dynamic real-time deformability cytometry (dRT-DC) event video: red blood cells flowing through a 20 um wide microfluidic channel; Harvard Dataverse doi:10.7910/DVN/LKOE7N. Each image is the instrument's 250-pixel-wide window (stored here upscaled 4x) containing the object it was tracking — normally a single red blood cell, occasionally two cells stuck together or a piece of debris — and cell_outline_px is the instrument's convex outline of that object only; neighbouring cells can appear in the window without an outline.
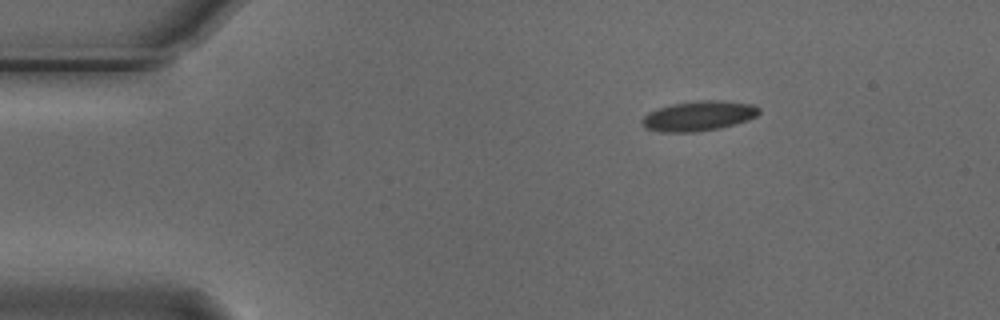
{"species": "Egyptian fruit bat (a non-hibernating species)", "species_latin": "Rousettus aegyptiacus", "temperature_condition": "cold", "stored_images_in_passage": 12, "camera_frame_rate_fps": 3000, "um_per_image_px": 0.085, "animal": {"sex": "male"}, "frame": {"image": 1, "passage_image": 1, "time_ms": 0.0, "image_size_px": [1000, 320], "cell_outline_px": [[760, 112], [756, 116], [748, 120], [736, 124], [720, 128], [696, 132], [660, 132], [644, 128], [640, 120], [648, 112], [672, 104], [696, 100], [716, 100], [756, 104], [760, 108]], "centroid_in_image_um": [59.39, 9.85], "position_along_channel_um": 25.6, "area_um2": 20.63}}
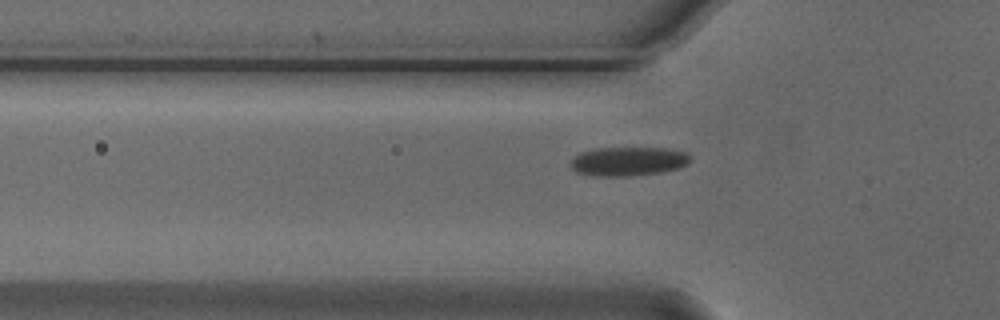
{"frame": {"image": 2, "passage_image": 10, "time_ms": 3.0, "image_size_px": [1000, 320], "cell_outline_px": [[692, 160], [688, 164], [680, 168], [664, 172], [628, 176], [592, 176], [576, 172], [568, 164], [580, 152], [596, 148], [668, 148], [688, 152], [692, 156]], "centroid_in_image_um": [53.45, 13.71], "position_along_channel_um": 72.3, "area_um2": 20.63}}